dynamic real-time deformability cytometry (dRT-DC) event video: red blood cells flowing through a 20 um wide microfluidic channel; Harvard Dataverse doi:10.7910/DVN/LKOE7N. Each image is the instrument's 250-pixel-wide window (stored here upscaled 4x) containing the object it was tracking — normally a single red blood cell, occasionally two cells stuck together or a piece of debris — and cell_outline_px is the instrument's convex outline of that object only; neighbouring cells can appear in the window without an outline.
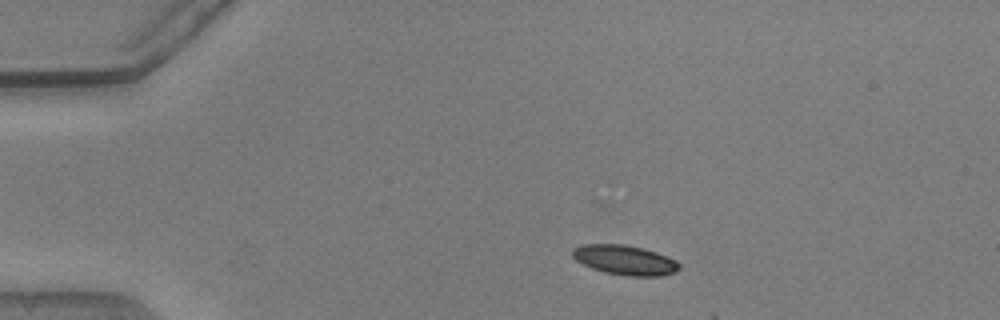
{"species": "common noctule bat (a hibernating species)", "species_latin": "Nyctalus noctula", "temperature_condition": "warm", "stored_images_in_passage": 8, "camera_frame_rate_fps": 3000, "um_per_image_px": 0.085, "animal": {"sex": "male", "body_mass_g": 20.5, "forearm_length_mm": 52.5}, "frame": {"image": 1, "passage_image": 1, "time_ms": 0.0, "image_size_px": [1000, 320], "cell_outline_px": [[680, 268], [676, 272], [660, 276], [632, 276], [604, 272], [592, 268], [576, 260], [572, 256], [572, 248], [580, 244], [624, 244], [644, 248], [668, 256], [676, 260], [680, 264]], "centroid_in_image_um": [53.12, 22.09], "position_along_channel_um": 31.9, "area_um2": 18.61}}